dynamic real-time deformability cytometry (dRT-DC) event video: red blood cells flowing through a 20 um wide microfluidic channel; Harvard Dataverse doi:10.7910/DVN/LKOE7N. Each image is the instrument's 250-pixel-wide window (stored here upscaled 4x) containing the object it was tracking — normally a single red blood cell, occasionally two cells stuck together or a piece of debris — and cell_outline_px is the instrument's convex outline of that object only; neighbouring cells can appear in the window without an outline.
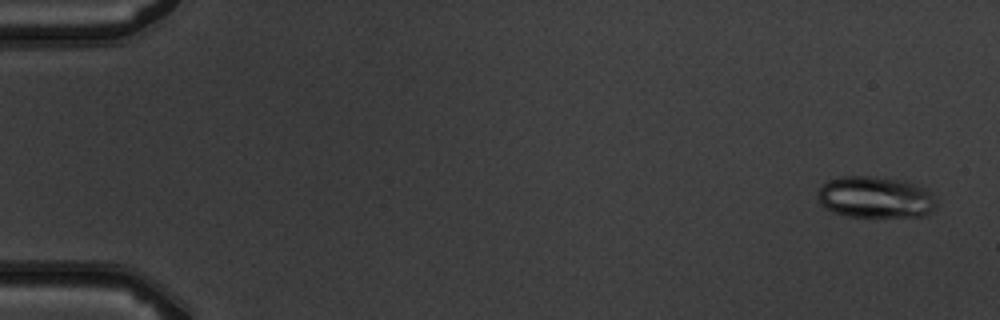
{"species": "common noctule bat (a hibernating species)", "species_latin": "Nyctalus noctula", "temperature_condition": "warm", "stored_images_in_passage": 5, "camera_frame_rate_fps": 3000, "um_per_image_px": 0.085, "animal": {"sex": "male", "body_mass_g": 19.5, "forearm_length_mm": 54.6}, "frame": {"image": 1, "passage_image": 1, "time_ms": 0.0, "image_size_px": [1000, 320], "cell_outline_px": [[936, 208], [932, 212], [924, 216], [844, 216], [832, 212], [824, 208], [816, 200], [816, 192], [828, 180], [840, 176], [868, 176], [904, 180], [928, 188], [932, 192], [936, 200]], "centroid_in_image_um": [74.4, 16.76], "position_along_channel_um": 10.6, "area_um2": 29.25}}